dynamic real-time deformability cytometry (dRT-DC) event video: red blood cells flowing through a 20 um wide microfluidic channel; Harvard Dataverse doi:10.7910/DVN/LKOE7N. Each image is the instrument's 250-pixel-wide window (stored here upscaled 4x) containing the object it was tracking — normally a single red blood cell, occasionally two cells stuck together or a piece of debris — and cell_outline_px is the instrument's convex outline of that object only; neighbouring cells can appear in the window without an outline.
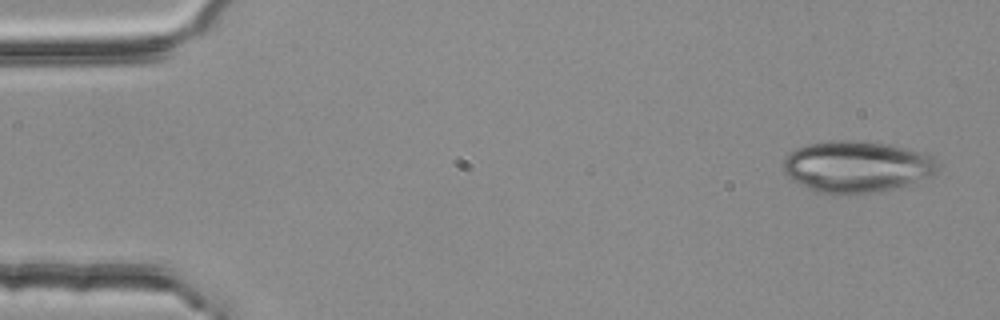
{"species": "common noctule bat (a hibernating species)", "species_latin": "Nyctalus noctula", "temperature_condition": "room temperature", "stored_images_in_passage": 3, "camera_frame_rate_fps": 3000, "um_per_image_px": 0.085, "animal": {"sex": "female", "body_mass_g": 25.1}, "frame": {"image": 1, "passage_image": 1, "time_ms": 0.0, "image_size_px": [1000, 320], "cell_outline_px": [[936, 176], [892, 188], [872, 192], [848, 196], [832, 196], [808, 188], [800, 184], [788, 176], [784, 172], [784, 160], [796, 148], [808, 144], [832, 140], [864, 140], [892, 144], [924, 152], [936, 156]], "centroid_in_image_um": [72.87, 14.16], "position_along_channel_um": 12.1, "area_um2": 46.99}}